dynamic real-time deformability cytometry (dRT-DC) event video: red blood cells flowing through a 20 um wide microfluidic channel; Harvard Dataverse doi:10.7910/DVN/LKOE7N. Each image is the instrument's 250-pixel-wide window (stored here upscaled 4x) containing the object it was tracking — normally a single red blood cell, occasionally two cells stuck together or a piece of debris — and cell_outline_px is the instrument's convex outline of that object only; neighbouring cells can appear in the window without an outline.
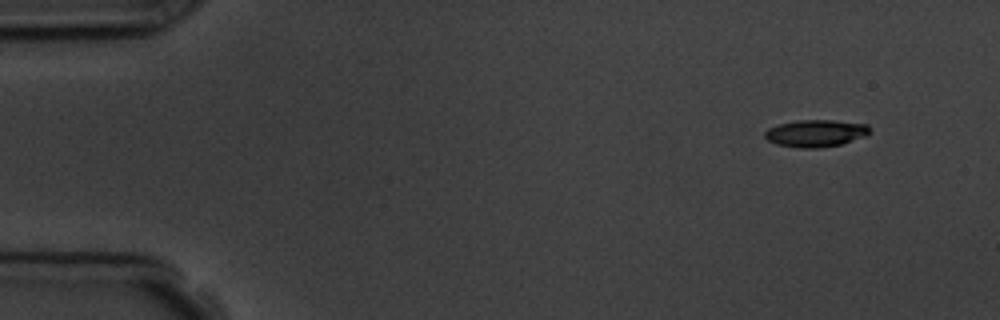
{"species": "common noctule bat (a hibernating species)", "species_latin": "Nyctalus noctula", "temperature_condition": "room temperature", "stored_images_in_passage": 5, "camera_frame_rate_fps": 3000, "um_per_image_px": 0.085, "animal": {"sex": "male", "body_mass_g": 19.5, "forearm_length_mm": 54.6}, "frame": {"image": 1, "passage_image": 1, "time_ms": 0.0, "image_size_px": [1000, 320], "cell_outline_px": [[872, 132], [864, 136], [840, 144], [816, 148], [796, 148], [776, 144], [768, 140], [764, 136], [764, 132], [768, 128], [780, 124], [796, 120], [832, 120], [868, 124], [872, 128]], "centroid_in_image_um": [69.34, 11.32], "position_along_channel_um": 15.7, "area_um2": 16.65}}
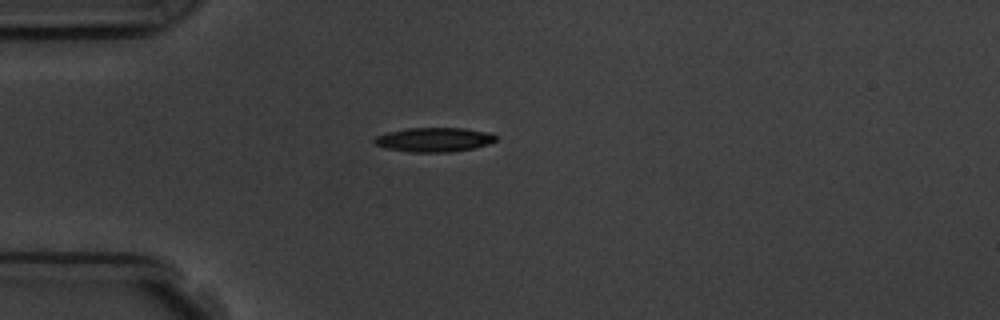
{"frame": {"image": 2, "passage_image": 4, "time_ms": 3.333, "image_size_px": [1000, 320], "cell_outline_px": [[496, 140], [488, 144], [472, 148], [448, 152], [412, 152], [388, 148], [376, 144], [372, 140], [376, 136], [388, 132], [408, 128], [464, 128], [492, 132], [496, 136]], "centroid_in_image_um": [36.93, 11.86], "position_along_channel_um": 48.1, "area_um2": 17.05}}